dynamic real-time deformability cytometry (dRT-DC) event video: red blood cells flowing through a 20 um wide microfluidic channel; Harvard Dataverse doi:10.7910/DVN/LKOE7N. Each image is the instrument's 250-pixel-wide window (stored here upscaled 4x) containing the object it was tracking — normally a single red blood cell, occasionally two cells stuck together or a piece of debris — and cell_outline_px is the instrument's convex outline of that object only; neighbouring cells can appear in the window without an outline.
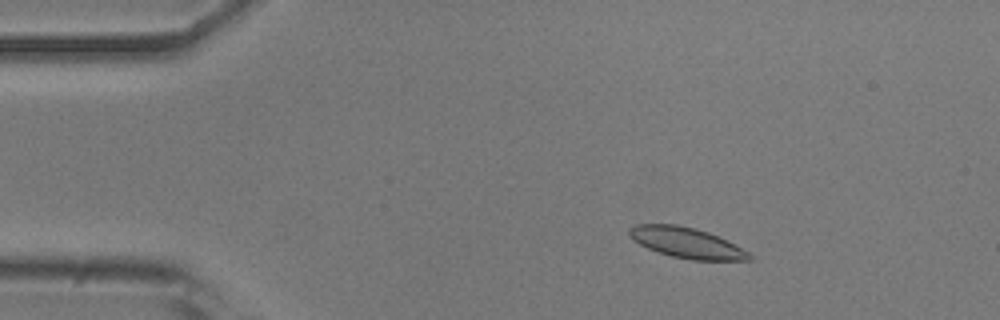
{"species": "common noctule bat (a hibernating species)", "species_latin": "Nyctalus noctula", "temperature_condition": "room temperature", "stored_images_in_passage": 50, "segment_of_instrument_passage": [1, 2], "camera_frame_rate_fps": 3000, "um_per_image_px": 0.085, "animal": {"sex": "male", "body_mass_g": 20.5, "forearm_length_mm": 52.5}, "frame": {"image": 1, "passage_image": 9, "time_ms": 2.667, "image_size_px": [1000, 320], "cell_outline_px": [[756, 260], [692, 260], [672, 256], [648, 248], [632, 240], [628, 236], [628, 228], [636, 224], [676, 224], [696, 228], [708, 232], [748, 252]], "centroid_in_image_um": [58.31, 20.62], "position_along_channel_um": 26.7, "area_um2": 21.15}}